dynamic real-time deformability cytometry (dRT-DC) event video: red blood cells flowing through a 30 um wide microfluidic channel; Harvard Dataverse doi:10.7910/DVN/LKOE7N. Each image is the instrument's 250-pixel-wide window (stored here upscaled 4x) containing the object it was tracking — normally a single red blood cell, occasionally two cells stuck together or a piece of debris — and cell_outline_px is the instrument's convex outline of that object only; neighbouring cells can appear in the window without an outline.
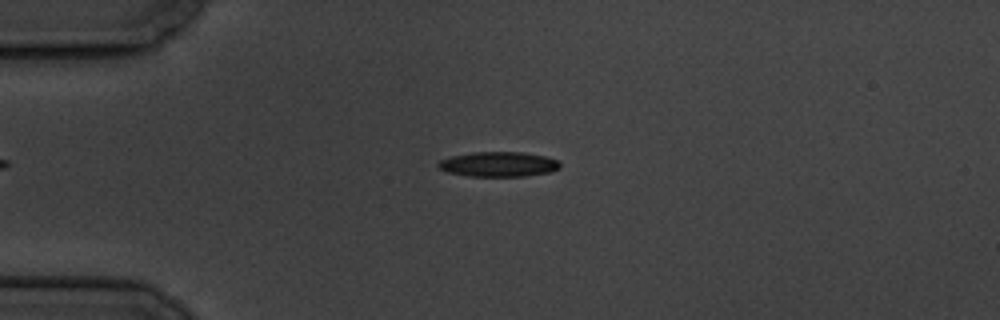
{"species": "common noctule bat (a hibernating species)", "species_latin": "Nyctalus noctula", "temperature_condition": "cold", "stored_images_in_passage": 57, "camera_frame_rate_fps": 3000, "um_per_image_px": 0.085, "animal": {"sex": "male", "body_mass_g": 19.5, "forearm_length_mm": 54.6}, "frame": {"image": 1, "passage_image": 14, "time_ms": 4.333, "image_size_px": [1000, 320], "cell_outline_px": [[560, 168], [552, 172], [524, 176], [468, 176], [448, 172], [440, 168], [436, 164], [440, 160], [452, 156], [472, 152], [520, 152], [544, 156], [556, 160], [560, 164]], "centroid_in_image_um": [42.37, 13.96], "position_along_channel_um": 42.6, "area_um2": 17.57}}
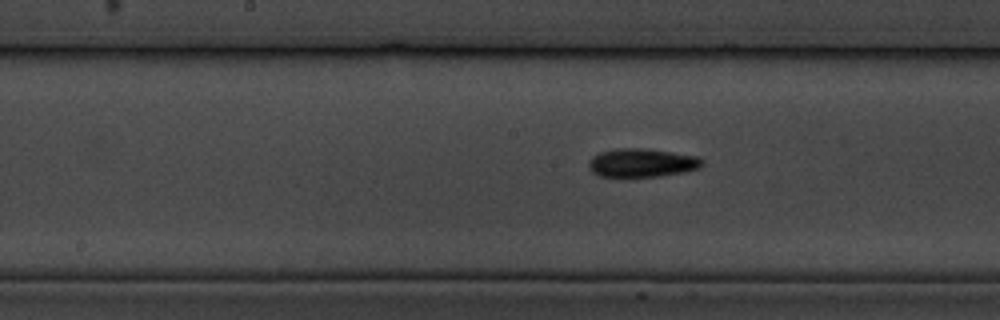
{"frame": {"image": 2, "passage_image": 29, "time_ms": 9.333, "image_size_px": [1000, 320], "cell_outline_px": [[704, 164], [696, 168], [684, 172], [660, 176], [600, 176], [592, 172], [588, 168], [588, 160], [592, 156], [600, 152], [616, 148], [640, 148], [672, 152], [700, 156], [704, 160]], "centroid_in_image_um": [54.55, 13.83], "position_along_channel_um": 193.6, "area_um2": 18.9}}
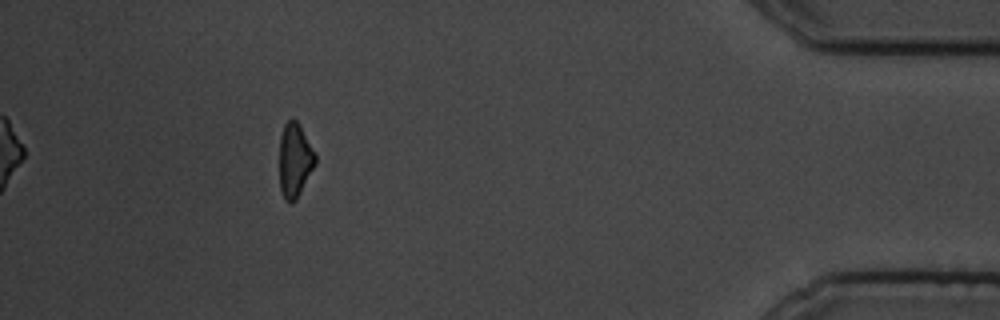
{"frame": {"image": 3, "passage_image": 52, "time_ms": 17.0, "image_size_px": [1000, 320], "cell_outline_px": [[316, 164], [296, 200], [292, 204], [284, 200], [280, 188], [280, 136], [284, 124], [292, 116], [296, 120], [316, 152]], "centroid_in_image_um": [25.06, 13.62], "position_along_channel_um": 410.1, "area_um2": 15.66}, "authors_computed_cell_mechanics": {"area_um2": 16.9932, "velocity_mm_per_s": 3.5114, "shape_relaxation_time_tau1_ms": 3.9889, "shape_relaxation_time_tau2_ms": 3.0436, "deformation_change_tau1": 0.1124, "deformation_change_tau2": 0.1092}}